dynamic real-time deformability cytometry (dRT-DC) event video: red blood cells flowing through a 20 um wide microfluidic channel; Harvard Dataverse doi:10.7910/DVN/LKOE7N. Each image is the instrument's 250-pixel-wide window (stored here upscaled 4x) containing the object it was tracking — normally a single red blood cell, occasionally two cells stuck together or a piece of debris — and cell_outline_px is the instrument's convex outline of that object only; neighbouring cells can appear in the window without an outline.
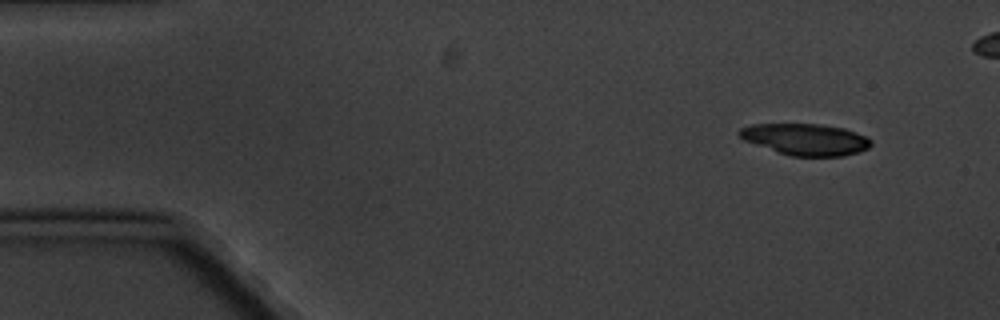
{"species": "common noctule bat (a hibernating species)", "species_latin": "Nyctalus noctula", "temperature_condition": "cold", "stored_images_in_passage": 6, "camera_frame_rate_fps": 3000, "um_per_image_px": 0.085, "animal": {"sex": "male", "body_mass_g": 20.1, "forearm_length_mm": 53.5}, "frame": {"image": 1, "passage_image": 2, "time_ms": 1.0, "image_size_px": [1000, 320], "cell_outline_px": [[872, 144], [868, 148], [860, 152], [844, 156], [792, 156], [744, 140], [736, 132], [740, 128], [752, 124], [820, 124], [844, 128], [856, 132], [872, 140]], "centroid_in_image_um": [68.5, 11.84], "position_along_channel_um": 16.5, "area_um2": 24.04}}